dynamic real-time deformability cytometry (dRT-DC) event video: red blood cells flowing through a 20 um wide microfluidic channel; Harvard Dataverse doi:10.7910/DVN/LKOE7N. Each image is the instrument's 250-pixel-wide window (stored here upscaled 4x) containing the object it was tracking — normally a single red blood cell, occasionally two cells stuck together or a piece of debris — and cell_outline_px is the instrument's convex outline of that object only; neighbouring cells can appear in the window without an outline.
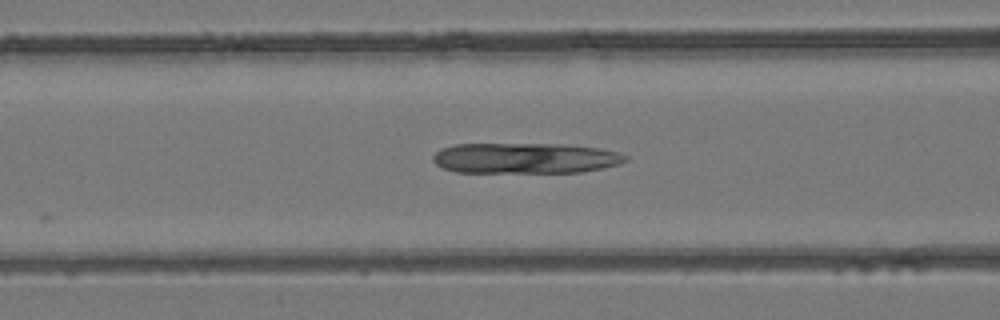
{"species": "common noctule bat (a hibernating species)", "species_latin": "Nyctalus noctula", "temperature_condition": "room temperature", "stored_images_in_passage": 15, "camera_frame_rate_fps": 3000, "um_per_image_px": 0.085, "animal": {"sex": "female", "body_mass_g": 24.6, "forearm_length_mm": 56.2}, "frame": {"image": 1, "passage_image": 7, "time_ms": 2.0, "image_size_px": [1000, 320], "cell_outline_px": [[628, 160], [620, 164], [604, 168], [584, 172], [456, 172], [444, 168], [436, 164], [432, 160], [432, 156], [440, 148], [456, 144], [564, 144], [600, 148], [620, 152], [628, 156]], "centroid_in_image_um": [44.68, 13.44], "position_along_channel_um": 121.9, "area_um2": 34.62}}
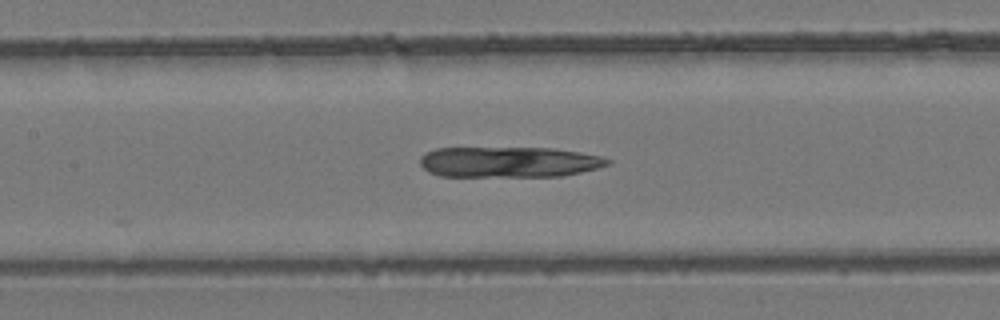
{"frame": {"image": 2, "passage_image": 10, "time_ms": 3.0, "image_size_px": [1000, 320], "cell_outline_px": [[612, 164], [580, 172], [560, 176], [440, 176], [428, 172], [420, 164], [420, 156], [436, 148], [552, 148], [580, 152], [600, 156], [612, 160]], "centroid_in_image_um": [43.26, 13.77], "position_along_channel_um": 164.1, "area_um2": 33.47}}
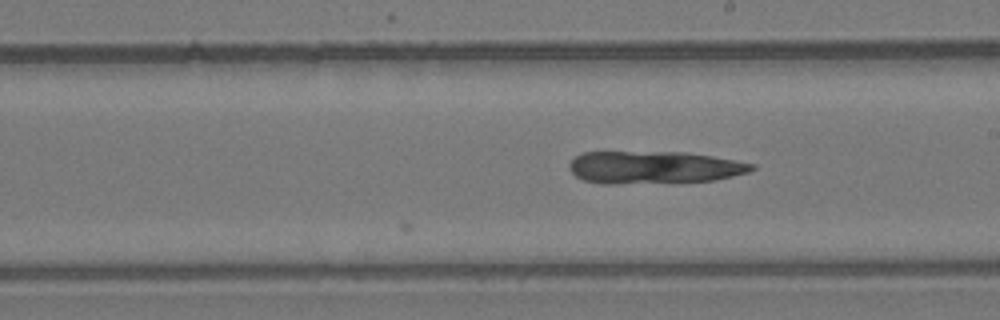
{"frame": {"image": 3, "passage_image": 15, "time_ms": 4.667, "image_size_px": [1000, 320], "cell_outline_px": [[756, 168], [748, 172], [732, 176], [712, 180], [616, 184], [600, 184], [584, 180], [576, 176], [568, 168], [568, 164], [576, 156], [584, 152], [684, 152], [712, 156], [756, 164]], "centroid_in_image_um": [55.55, 14.22], "position_along_channel_um": 233.4, "area_um2": 34.45}}